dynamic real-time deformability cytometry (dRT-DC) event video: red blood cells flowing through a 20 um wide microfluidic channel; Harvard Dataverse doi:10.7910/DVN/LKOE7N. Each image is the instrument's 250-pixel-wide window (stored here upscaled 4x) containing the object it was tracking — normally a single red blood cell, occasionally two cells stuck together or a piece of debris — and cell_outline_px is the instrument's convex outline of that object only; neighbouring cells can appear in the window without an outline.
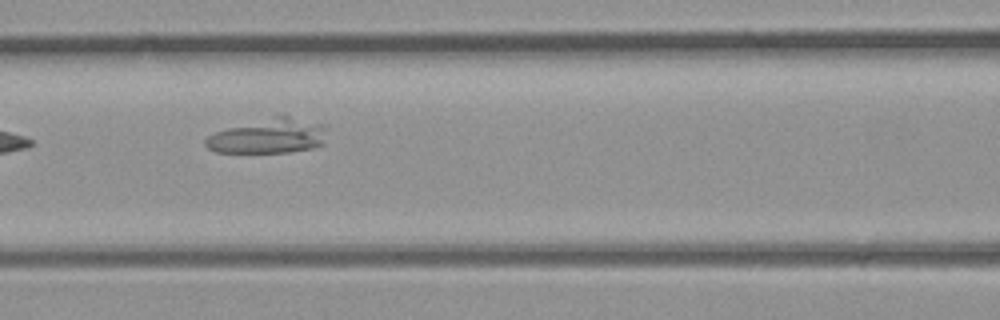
{"species": "common noctule bat (a hibernating species)", "species_latin": "Nyctalus noctula", "temperature_condition": "room temperature", "stored_images_in_passage": 5, "camera_frame_rate_fps": 3000, "um_per_image_px": 0.085, "animal": {"sex": "male", "body_mass_g": 23.1, "forearm_length_mm": 52.7}, "frame": {"image": 1, "passage_image": 4, "time_ms": 1.0, "image_size_px": [1000, 320], "cell_outline_px": [[328, 124], [320, 144], [312, 148], [288, 152], [216, 152], [208, 148], [204, 144], [204, 140], [208, 136], [216, 132], [228, 128], [280, 112], [284, 112]], "centroid_in_image_um": [22.88, 11.49], "position_along_channel_um": 143.7, "area_um2": 25.32}}
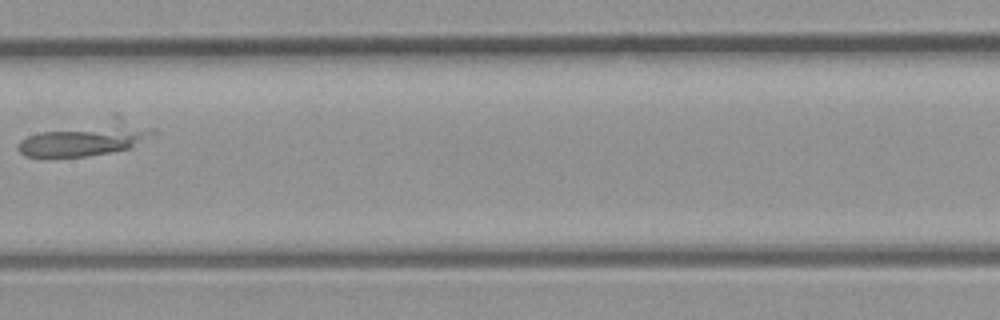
{"frame": {"image": 2, "passage_image": 5, "time_ms": 1.333, "image_size_px": [1000, 320], "cell_outline_px": [[156, 132], [132, 148], [84, 156], [24, 156], [16, 148], [16, 144], [20, 140], [28, 136], [40, 132], [152, 128]], "centroid_in_image_um": [6.94, 12.08], "position_along_channel_um": 200.5, "area_um2": 20.75}}